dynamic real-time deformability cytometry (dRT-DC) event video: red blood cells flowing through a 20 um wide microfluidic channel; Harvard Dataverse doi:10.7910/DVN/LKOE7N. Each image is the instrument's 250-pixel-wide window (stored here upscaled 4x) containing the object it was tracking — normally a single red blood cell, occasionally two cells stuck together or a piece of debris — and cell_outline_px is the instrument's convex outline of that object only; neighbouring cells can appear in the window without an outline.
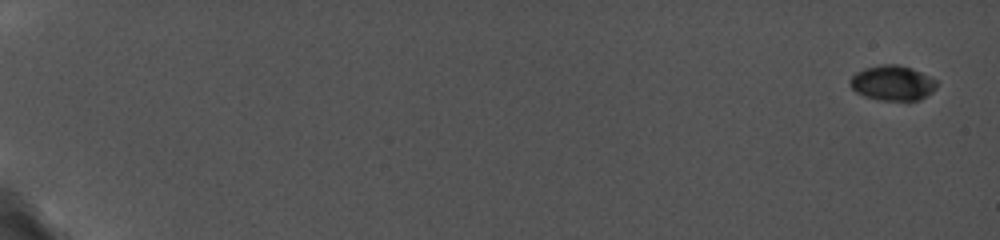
{"species": "common noctule bat (a hibernating species)", "species_latin": "Nyctalus noctula", "temperature_condition": "cold", "stored_images_in_passage": 30, "camera_frame_rate_fps": 5000, "um_per_image_px": 0.085, "animal": {"sex": "female", "body_mass_g": 19.0, "forearm_length_mm": 56.7}, "frame": {"image": 1, "passage_image": 1, "time_ms": 0.0, "image_size_px": [1000, 240], "cell_outline_px": [[936, 88], [932, 92], [920, 100], [876, 100], [864, 96], [856, 92], [852, 88], [848, 80], [856, 72], [864, 68], [884, 64], [900, 64], [912, 68], [936, 80]], "centroid_in_image_um": [75.84, 7.05], "position_along_channel_um": 9.2, "area_um2": 17.74}}
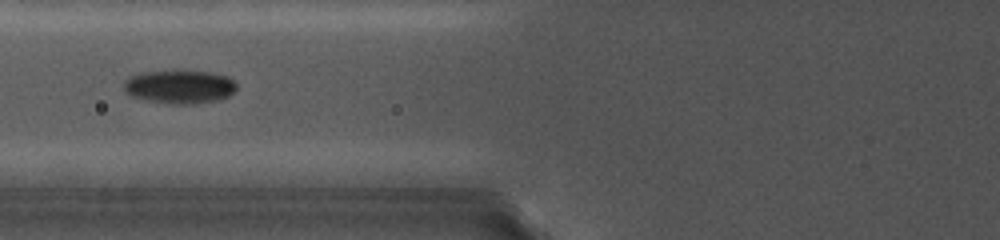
{"frame": {"image": 2, "passage_image": 13, "time_ms": 8.4, "image_size_px": [1000, 240], "cell_outline_px": [[236, 88], [228, 96], [216, 100], [192, 104], [172, 104], [144, 100], [132, 96], [124, 92], [124, 80], [128, 76], [140, 72], [176, 68], [212, 72], [228, 76], [236, 84]], "centroid_in_image_um": [15.2, 7.32], "position_along_channel_um": 110.6, "area_um2": 22.83}}
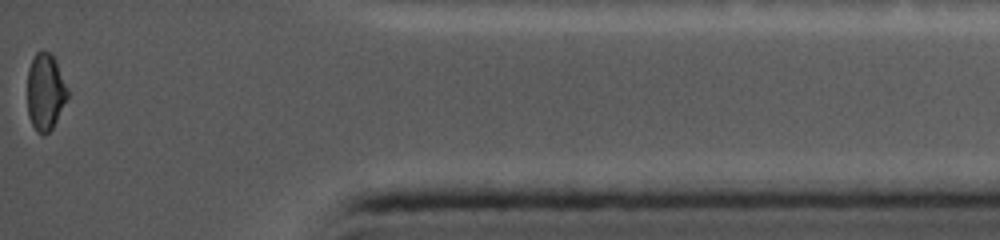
{"frame": {"image": 3, "passage_image": 30, "time_ms": 17.4, "image_size_px": [1000, 240], "cell_outline_px": [[68, 96], [52, 128], [48, 132], [36, 132], [28, 116], [28, 68], [36, 52], [40, 48], [48, 52], [56, 60], [68, 88]], "centroid_in_image_um": [3.85, 7.76], "position_along_channel_um": 431.3, "area_um2": 17.86}}